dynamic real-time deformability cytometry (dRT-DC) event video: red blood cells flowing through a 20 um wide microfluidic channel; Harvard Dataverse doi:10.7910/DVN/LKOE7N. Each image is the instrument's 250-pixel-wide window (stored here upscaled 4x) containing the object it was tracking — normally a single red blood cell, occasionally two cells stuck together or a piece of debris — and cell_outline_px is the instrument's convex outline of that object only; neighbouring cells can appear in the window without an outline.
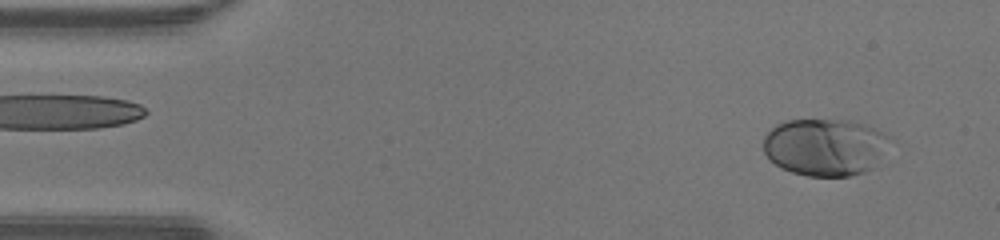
{"species": "human", "species_latin": "Homo sapiens", "temperature_condition": "warm", "stored_images_in_passage": 14, "camera_frame_rate_fps": 3000, "um_per_image_px": 0.085, "donor": {"sex": "male"}, "frame": {"image": 1, "passage_image": 3, "time_ms": 0.667, "image_size_px": [1000, 240], "cell_outline_px": [[892, 136], [876, 168], [864, 172], [848, 176], [808, 176], [792, 172], [780, 168], [768, 160], [764, 152], [764, 136], [776, 124], [788, 120], [848, 120], [868, 124]], "centroid_in_image_um": [70.16, 12.5], "position_along_channel_um": 14.8, "area_um2": 42.83}}
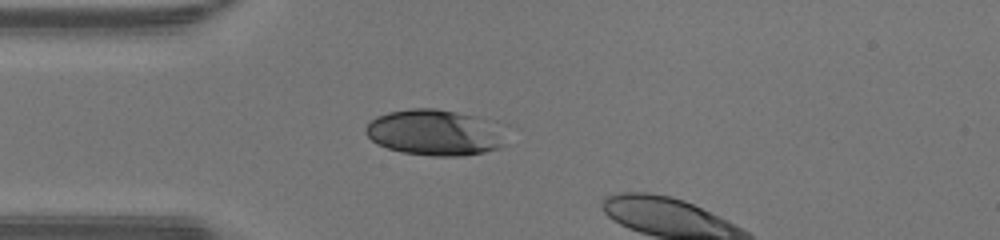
{"frame": {"image": 2, "passage_image": 12, "time_ms": 3.667, "image_size_px": [1000, 240], "cell_outline_px": [[508, 144], [500, 148], [484, 152], [460, 156], [432, 156], [404, 152], [388, 148], [376, 144], [364, 132], [364, 128], [376, 116], [388, 112], [412, 108], [436, 108], [496, 120]], "centroid_in_image_um": [37.01, 11.26], "position_along_channel_um": 48.0, "area_um2": 38.03}}